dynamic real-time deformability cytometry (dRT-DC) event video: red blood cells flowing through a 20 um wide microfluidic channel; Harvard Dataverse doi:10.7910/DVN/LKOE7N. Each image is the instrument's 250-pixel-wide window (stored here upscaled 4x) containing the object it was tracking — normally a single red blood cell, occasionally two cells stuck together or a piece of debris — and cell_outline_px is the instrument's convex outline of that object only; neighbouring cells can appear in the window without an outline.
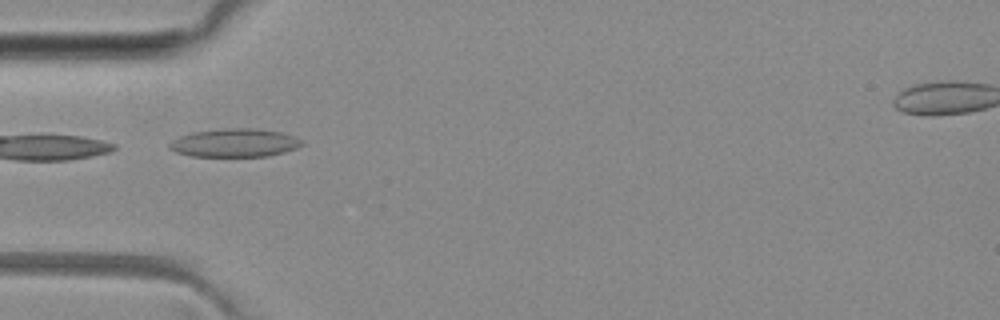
{"species": "common noctule bat (a hibernating species)", "species_latin": "Nyctalus noctula", "temperature_condition": "room temperature", "stored_images_in_passage": 5, "camera_frame_rate_fps": 3000, "um_per_image_px": 0.085, "animal": {"sex": "female", "body_mass_g": 29.2, "forearm_length_mm": 56.3}, "frame": {"image": 1, "passage_image": 2, "time_ms": 1.333, "image_size_px": [1000, 320], "cell_outline_px": [[304, 144], [296, 148], [284, 152], [268, 156], [192, 156], [176, 152], [168, 148], [168, 144], [172, 140], [180, 136], [192, 132], [228, 128], [252, 128], [280, 132], [292, 136], [300, 140]], "centroid_in_image_um": [19.91, 12.14], "position_along_channel_um": 65.1, "area_um2": 21.68}}
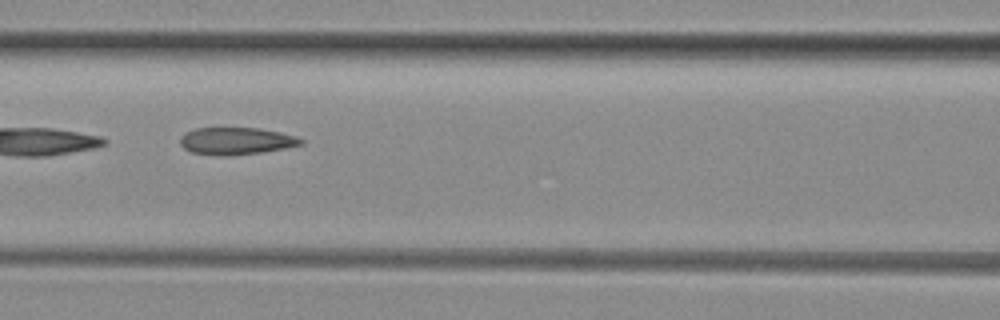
{"frame": {"image": 2, "passage_image": 4, "time_ms": 3.333, "image_size_px": [1000, 320], "cell_outline_px": [[304, 144], [284, 148], [260, 152], [224, 156], [192, 152], [184, 148], [180, 144], [180, 136], [184, 132], [196, 128], [260, 128], [280, 132], [296, 136], [304, 140]], "centroid_in_image_um": [20.07, 11.97], "position_along_channel_um": 146.5, "area_um2": 19.07}}
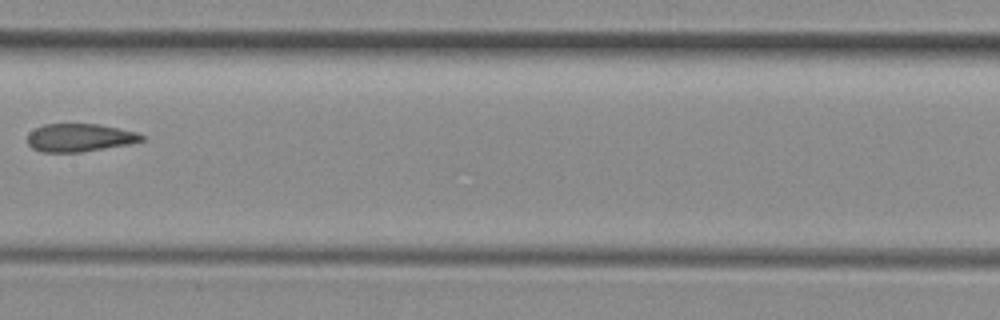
{"frame": {"image": 3, "passage_image": 5, "time_ms": 4.667, "image_size_px": [1000, 320], "cell_outline_px": [[144, 140], [128, 144], [80, 152], [40, 152], [32, 148], [28, 144], [28, 136], [36, 128], [44, 124], [96, 124], [120, 128], [136, 132], [144, 136]], "centroid_in_image_um": [6.77, 11.7], "position_along_channel_um": 200.6, "area_um2": 18.44}}